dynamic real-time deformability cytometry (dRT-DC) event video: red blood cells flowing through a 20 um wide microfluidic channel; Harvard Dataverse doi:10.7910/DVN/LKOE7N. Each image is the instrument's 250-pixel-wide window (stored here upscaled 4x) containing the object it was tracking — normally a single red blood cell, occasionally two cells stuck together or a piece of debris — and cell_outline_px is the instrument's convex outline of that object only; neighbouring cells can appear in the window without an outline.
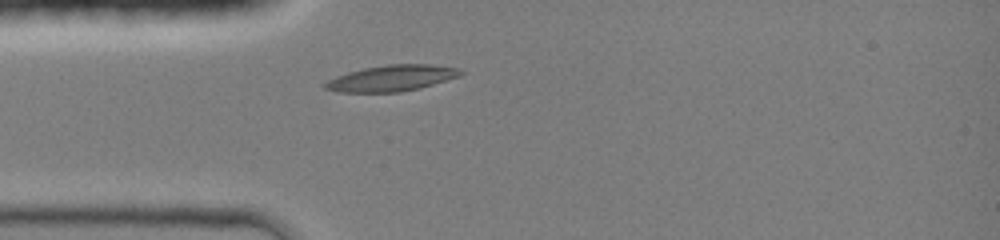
{"species": "common noctule bat (a hibernating species)", "species_latin": "Nyctalus noctula", "temperature_condition": "room temperature", "stored_images_in_passage": 29, "camera_frame_rate_fps": 3000, "um_per_image_px": 0.085, "animal": {"sex": "female", "body_mass_g": 19.0, "forearm_length_mm": 51.5}, "frame": {"image": 1, "passage_image": 1, "time_ms": 0.0, "image_size_px": [1000, 240], "cell_outline_px": [[464, 72], [460, 76], [420, 88], [400, 92], [336, 92], [324, 88], [324, 84], [328, 80], [336, 76], [348, 72], [364, 68], [388, 64], [432, 64], [460, 68]], "centroid_in_image_um": [33.31, 6.64], "position_along_channel_um": 51.7, "area_um2": 20.63}}
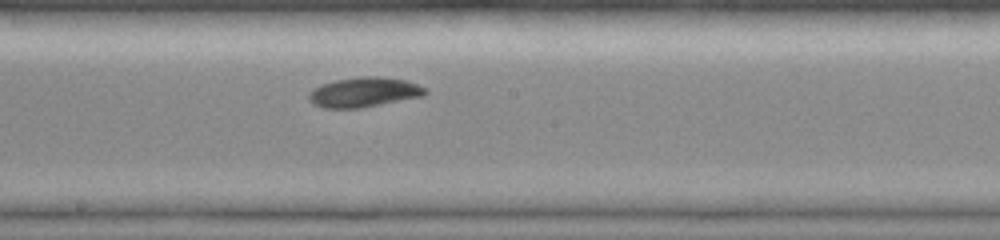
{"frame": {"image": 2, "passage_image": 13, "time_ms": 4.0, "image_size_px": [1000, 240], "cell_outline_px": [[428, 92], [424, 96], [360, 108], [324, 108], [312, 104], [308, 100], [308, 96], [312, 88], [320, 84], [336, 80], [360, 76], [380, 76], [408, 80], [428, 88]], "centroid_in_image_um": [30.95, 7.83], "position_along_channel_um": 217.2, "area_um2": 20.58}}
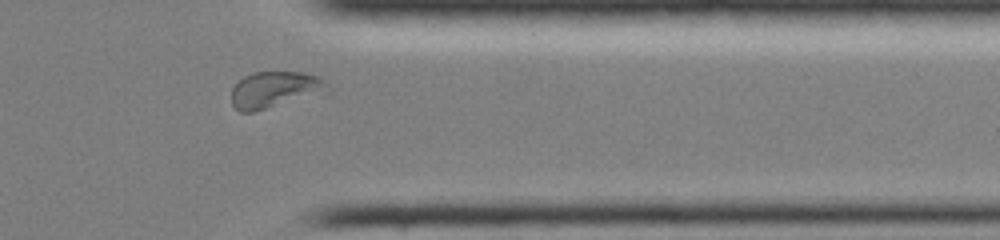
{"frame": {"image": 3, "passage_image": 25, "time_ms": 8.0, "image_size_px": [1000, 240], "cell_outline_px": [[332, 92], [252, 112], [240, 112], [232, 104], [232, 88], [244, 76], [252, 72], [304, 72], [320, 76], [332, 88]], "centroid_in_image_um": [23.45, 7.62], "position_along_channel_um": 388.0, "area_um2": 20.81}, "authors_computed_cell_mechanics": {"area_um2": 19.5942, "velocity_mm_per_s": 4.2575, "shape_relaxation_time_tau1_ms": 3.4529, "shape_relaxation_time_tau2_ms": 4.997, "deformation_change_tau1": 0.128, "deformation_change_tau2": 0.0885}}